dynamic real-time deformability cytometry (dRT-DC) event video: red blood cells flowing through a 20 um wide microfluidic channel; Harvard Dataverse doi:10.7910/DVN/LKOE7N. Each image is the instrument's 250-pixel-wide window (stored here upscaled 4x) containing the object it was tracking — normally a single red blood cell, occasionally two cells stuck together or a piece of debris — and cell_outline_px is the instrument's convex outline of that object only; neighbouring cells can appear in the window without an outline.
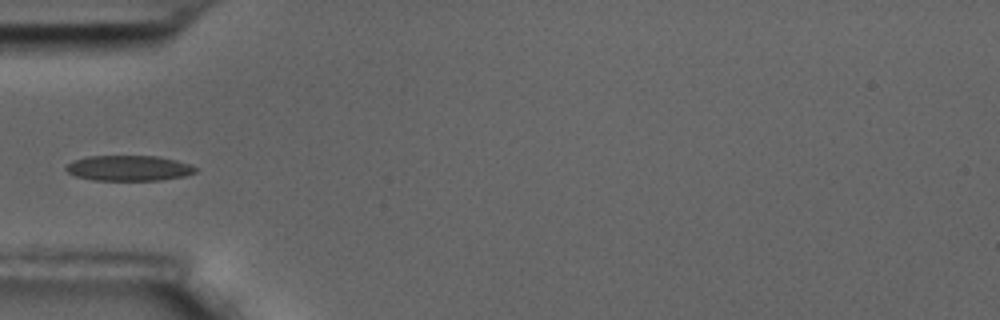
{"species": "common noctule bat (a hibernating species)", "species_latin": "Nyctalus noctula", "temperature_condition": "room temperature", "stored_images_in_passage": 4, "camera_frame_rate_fps": 3000, "um_per_image_px": 0.085, "animal": {"sex": "male", "body_mass_g": 17.5, "forearm_length_mm": 52.3}, "frame": {"image": 1, "passage_image": 4, "time_ms": 1.0, "image_size_px": [1000, 320], "cell_outline_px": [[196, 172], [184, 176], [160, 180], [92, 180], [76, 176], [68, 172], [64, 168], [72, 160], [88, 156], [160, 156], [176, 160], [188, 164], [196, 168]], "centroid_in_image_um": [10.92, 14.29], "position_along_channel_um": 74.1, "area_um2": 19.13}}